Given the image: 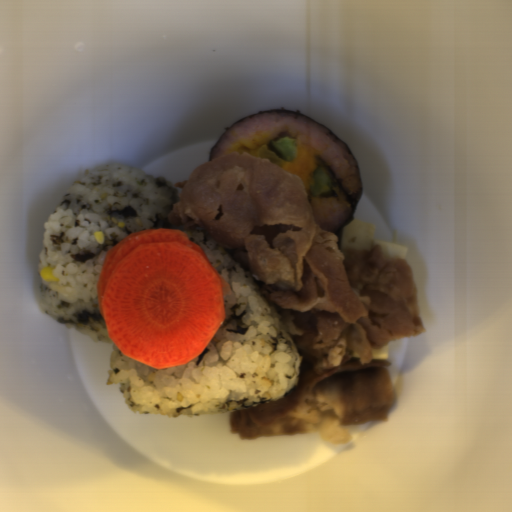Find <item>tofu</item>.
Masks as SVG:
<instances>
[{
  "mask_svg": "<svg viewBox=\"0 0 512 512\" xmlns=\"http://www.w3.org/2000/svg\"><path fill=\"white\" fill-rule=\"evenodd\" d=\"M377 228L375 224L353 220L342 228L339 251L347 248L372 249L380 246L388 257H399L406 261L408 248L404 245L376 240Z\"/></svg>",
  "mask_w": 512,
  "mask_h": 512,
  "instance_id": "obj_1",
  "label": "tofu"
},
{
  "mask_svg": "<svg viewBox=\"0 0 512 512\" xmlns=\"http://www.w3.org/2000/svg\"><path fill=\"white\" fill-rule=\"evenodd\" d=\"M390 342L383 345L382 347H375L374 349H372L373 359L388 361Z\"/></svg>",
  "mask_w": 512,
  "mask_h": 512,
  "instance_id": "obj_2",
  "label": "tofu"
}]
</instances>
